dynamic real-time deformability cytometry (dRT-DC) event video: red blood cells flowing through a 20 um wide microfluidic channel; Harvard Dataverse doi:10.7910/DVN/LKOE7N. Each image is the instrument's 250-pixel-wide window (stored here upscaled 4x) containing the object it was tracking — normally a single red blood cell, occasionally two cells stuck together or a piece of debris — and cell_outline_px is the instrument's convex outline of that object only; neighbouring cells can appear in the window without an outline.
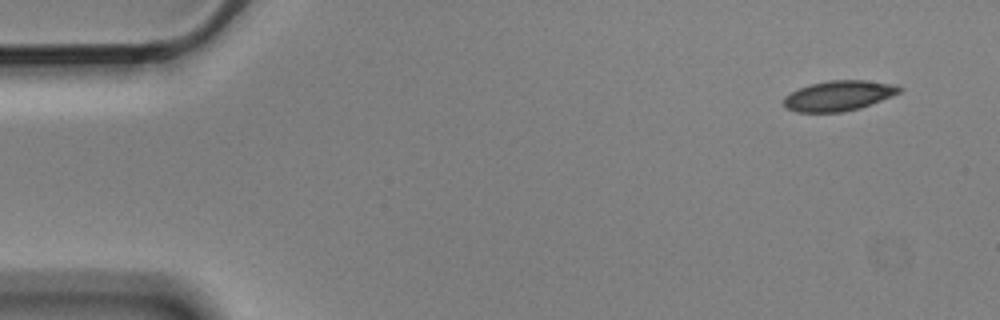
{"species": "Egyptian fruit bat (a non-hibernating species)", "species_latin": "Rousettus aegyptiacus", "temperature_condition": "cold", "stored_images_in_passage": 5, "camera_frame_rate_fps": 3000, "um_per_image_px": 0.085, "animal": {"sex": "male"}, "frame": {"image": 1, "passage_image": 1, "time_ms": 0.0, "image_size_px": [1000, 320], "cell_outline_px": [[904, 88], [900, 92], [892, 96], [860, 108], [840, 112], [796, 112], [788, 108], [784, 104], [784, 96], [808, 84], [828, 80], [864, 80], [896, 84]], "centroid_in_image_um": [71.31, 8.12], "position_along_channel_um": 13.7, "area_um2": 20.35}}
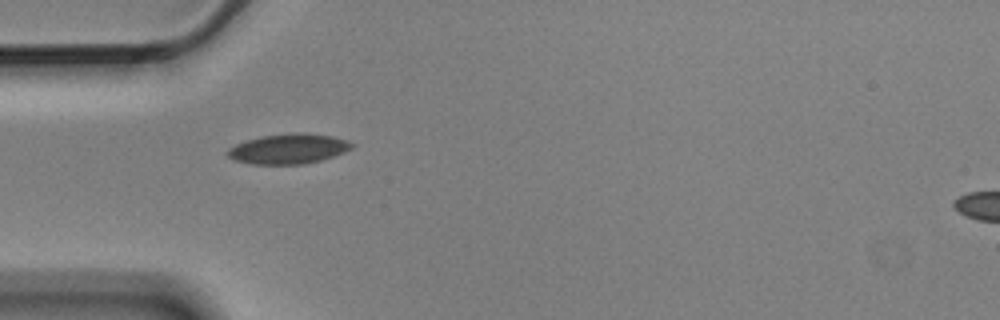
{"frame": {"image": 2, "passage_image": 4, "time_ms": 1.0, "image_size_px": [1000, 320], "cell_outline_px": [[356, 144], [352, 148], [344, 152], [320, 160], [304, 164], [252, 164], [232, 160], [224, 152], [228, 148], [236, 144], [248, 140], [264, 136], [296, 132], [304, 132], [332, 136], [348, 140]], "centroid_in_image_um": [24.52, 12.65], "position_along_channel_um": 60.5, "area_um2": 21.79}}
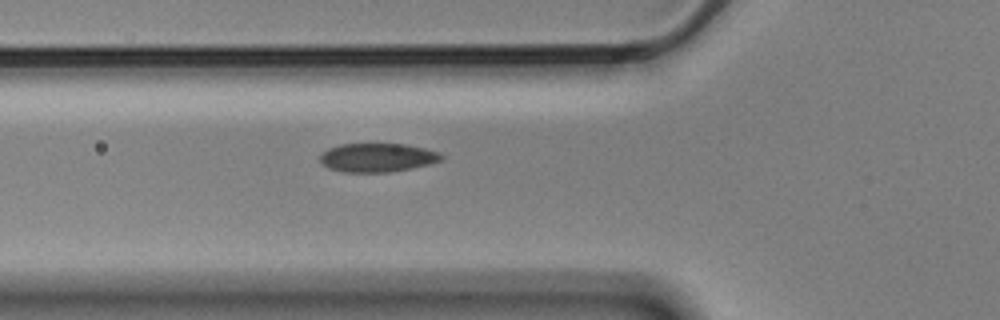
{"frame": {"image": 3, "passage_image": 5, "time_ms": 1.333, "image_size_px": [1000, 320], "cell_outline_px": [[444, 160], [412, 168], [388, 172], [344, 172], [328, 168], [320, 164], [320, 156], [328, 148], [340, 144], [408, 144], [440, 152], [444, 156]], "centroid_in_image_um": [32.09, 13.39], "position_along_channel_um": 93.7, "area_um2": 20.46}}